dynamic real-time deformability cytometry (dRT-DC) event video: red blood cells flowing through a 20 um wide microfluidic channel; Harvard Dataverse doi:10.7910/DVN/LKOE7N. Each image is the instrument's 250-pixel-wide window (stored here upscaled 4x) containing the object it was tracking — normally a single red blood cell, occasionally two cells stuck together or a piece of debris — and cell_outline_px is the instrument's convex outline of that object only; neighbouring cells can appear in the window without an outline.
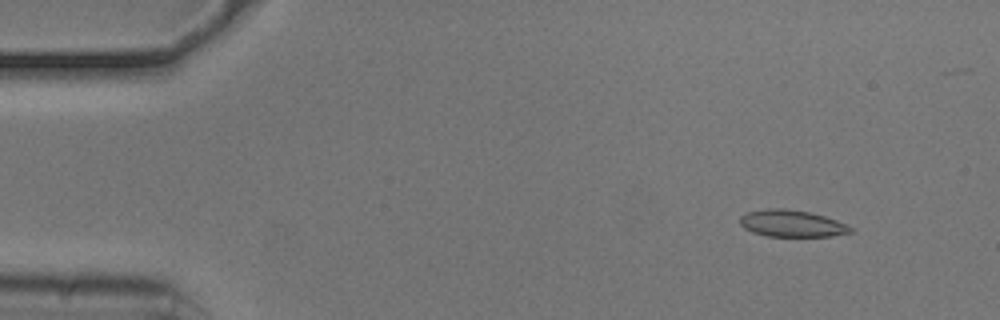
{"species": "common noctule bat (a hibernating species)", "species_latin": "Nyctalus noctula", "temperature_condition": "cold", "stored_images_in_passage": 14, "camera_frame_rate_fps": 3000, "um_per_image_px": 0.085, "animal": {"sex": "male", "body_mass_g": 20.5, "forearm_length_mm": 52.5}, "frame": {"image": 1, "passage_image": 4, "time_ms": 1.0, "image_size_px": [1000, 320], "cell_outline_px": [[856, 232], [832, 236], [768, 236], [752, 232], [744, 228], [740, 224], [740, 216], [748, 212], [768, 208], [784, 208], [808, 212], [824, 216], [836, 220], [852, 228]], "centroid_in_image_um": [67.3, 19.0], "position_along_channel_um": 17.7, "area_um2": 17.22}}